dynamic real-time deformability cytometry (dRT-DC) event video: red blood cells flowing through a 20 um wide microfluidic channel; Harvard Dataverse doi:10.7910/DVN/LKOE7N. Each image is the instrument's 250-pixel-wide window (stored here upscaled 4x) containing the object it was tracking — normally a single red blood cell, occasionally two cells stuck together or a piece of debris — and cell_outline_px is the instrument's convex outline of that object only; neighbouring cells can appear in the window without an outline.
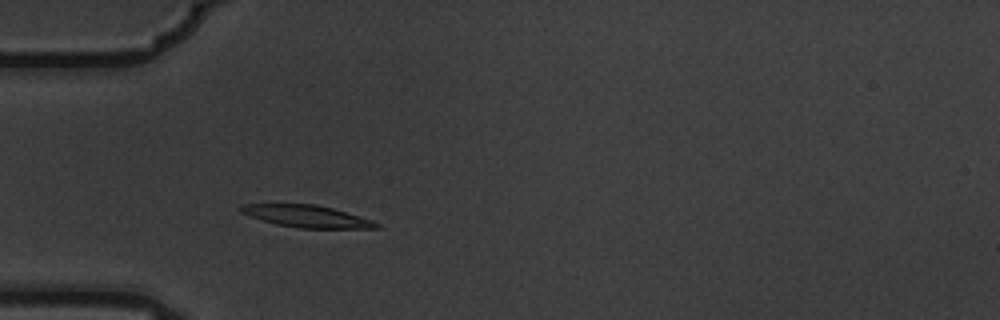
{"species": "common noctule bat (a hibernating species)", "species_latin": "Nyctalus noctula", "temperature_condition": "warm", "stored_images_in_passage": 1, "camera_frame_rate_fps": 3000, "um_per_image_px": 0.085, "animal": {"sex": "male", "body_mass_g": 19.5, "forearm_length_mm": 54.6}, "frame": {"image": 1, "passage_image": 1, "time_ms": 0.0, "image_size_px": [1000, 320], "cell_outline_px": [[380, 228], [300, 228], [276, 224], [240, 212], [236, 208], [244, 204], [316, 204], [332, 208], [372, 220], [380, 224]], "centroid_in_image_um": [26.07, 18.38], "position_along_channel_um": 58.9, "area_um2": 17.22}}